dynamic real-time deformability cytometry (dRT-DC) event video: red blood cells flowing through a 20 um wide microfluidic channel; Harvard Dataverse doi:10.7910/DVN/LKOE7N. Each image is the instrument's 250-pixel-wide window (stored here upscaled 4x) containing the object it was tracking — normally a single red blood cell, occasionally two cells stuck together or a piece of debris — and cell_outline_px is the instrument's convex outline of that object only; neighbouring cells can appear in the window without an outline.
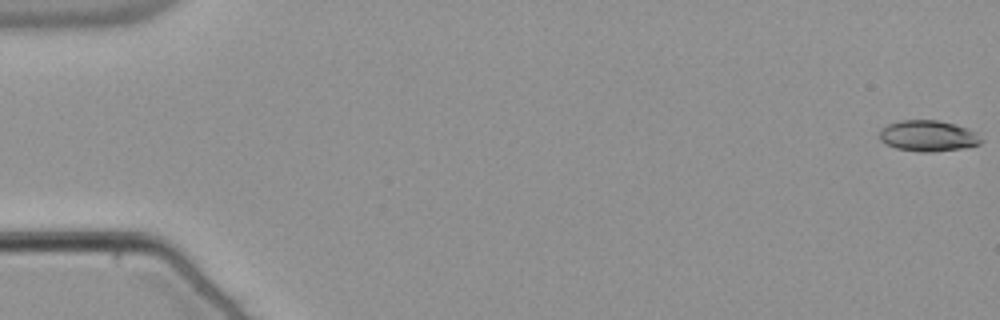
{"species": "common noctule bat (a hibernating species)", "species_latin": "Nyctalus noctula", "temperature_condition": "warm", "stored_images_in_passage": 55, "camera_frame_rate_fps": 3000, "um_per_image_px": 0.085, "animal": {"sex": "male", "body_mass_g": 21.5, "forearm_length_mm": 52.0}, "frame": {"image": 1, "passage_image": 1, "time_ms": 0.0, "image_size_px": [1000, 320], "cell_outline_px": [[984, 140], [980, 144], [964, 148], [932, 152], [920, 152], [896, 148], [884, 144], [880, 140], [880, 128], [888, 124], [900, 120], [936, 120], [956, 124], [968, 128], [976, 132]], "centroid_in_image_um": [78.89, 11.55], "position_along_channel_um": 6.1, "area_um2": 18.61}}
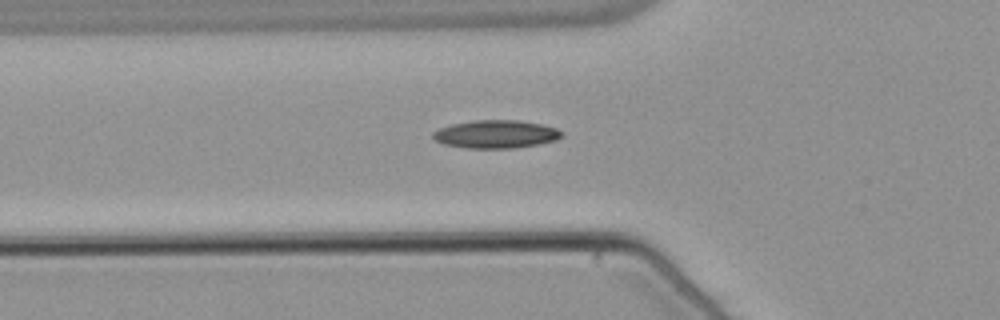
{"frame": {"image": 2, "passage_image": 20, "time_ms": 6.333, "image_size_px": [1000, 320], "cell_outline_px": [[564, 136], [556, 140], [536, 144], [512, 148], [468, 148], [444, 144], [436, 140], [432, 136], [432, 132], [440, 128], [452, 124], [472, 120], [520, 120], [544, 124], [556, 128]], "centroid_in_image_um": [42.15, 11.39], "position_along_channel_um": 83.6, "area_um2": 20.98}}
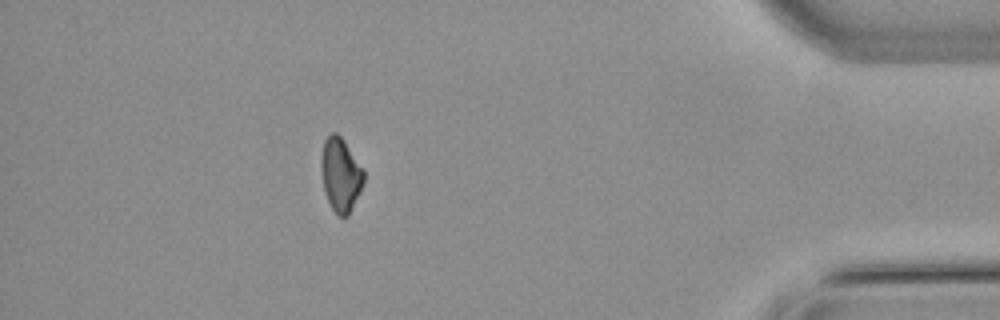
{"frame": {"image": 3, "passage_image": 49, "time_ms": 16.0, "image_size_px": [1000, 320], "cell_outline_px": [[364, 184], [348, 216], [336, 216], [324, 192], [320, 164], [320, 156], [324, 140], [332, 132], [336, 132], [344, 140], [364, 168]], "centroid_in_image_um": [28.95, 14.83], "position_along_channel_um": 406.2, "area_um2": 18.61}}